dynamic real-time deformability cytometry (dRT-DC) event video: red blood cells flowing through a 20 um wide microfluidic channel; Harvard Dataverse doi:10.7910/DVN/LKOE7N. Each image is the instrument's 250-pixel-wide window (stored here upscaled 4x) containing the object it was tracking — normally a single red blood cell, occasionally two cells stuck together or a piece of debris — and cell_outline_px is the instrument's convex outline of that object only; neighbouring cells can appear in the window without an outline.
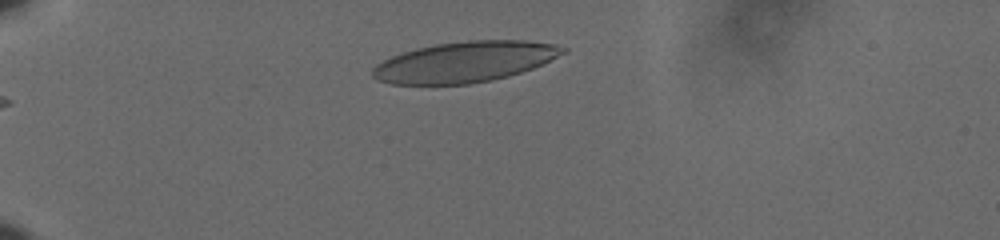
{"species": "human", "species_latin": "Homo sapiens", "temperature_condition": "cold", "stored_images_in_passage": 37, "camera_frame_rate_fps": 3000, "um_per_image_px": 0.085, "donor": {"sex": "male"}, "frame": {"image": 1, "passage_image": 2, "time_ms": 0.333, "image_size_px": [1000, 240], "cell_outline_px": [[568, 52], [532, 68], [508, 76], [492, 80], [468, 84], [392, 84], [376, 80], [372, 76], [372, 68], [376, 64], [392, 56], [416, 48], [436, 44], [468, 40], [528, 40], [556, 44], [568, 48]], "centroid_in_image_um": [39.53, 5.25], "position_along_channel_um": 45.5, "area_um2": 45.14}}
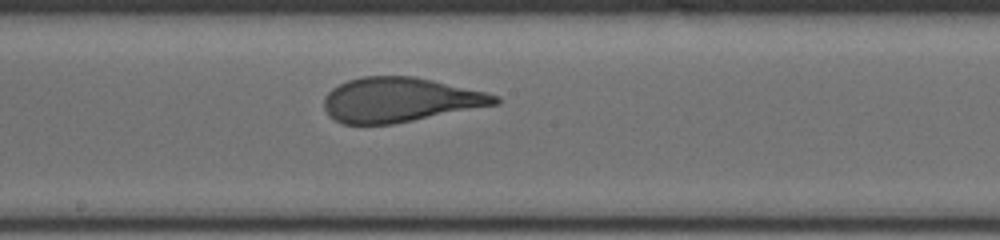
{"frame": {"image": 2, "passage_image": 20, "time_ms": 6.333, "image_size_px": [1000, 240], "cell_outline_px": [[500, 104], [392, 124], [344, 124], [328, 116], [324, 108], [324, 96], [332, 88], [348, 80], [364, 76], [416, 76], [484, 92], [496, 96], [500, 100]], "centroid_in_image_um": [33.96, 8.48], "position_along_channel_um": 214.2, "area_um2": 44.22}}
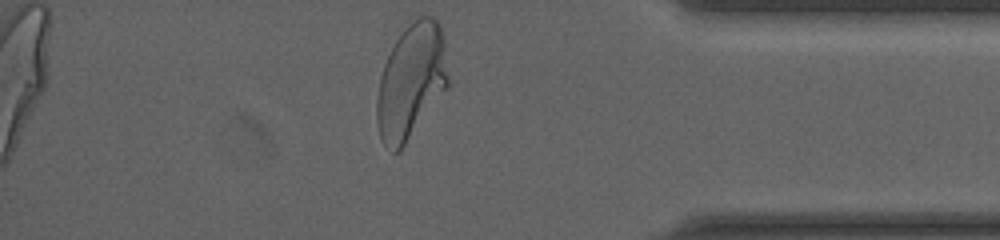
{"frame": {"image": 3, "passage_image": 37, "time_ms": 12.0, "image_size_px": [1000, 240], "cell_outline_px": [[448, 84], [400, 152], [392, 152], [380, 140], [376, 120], [376, 100], [380, 76], [384, 64], [396, 40], [404, 28], [408, 24], [420, 16], [432, 16], [440, 24], [444, 36], [448, 76]], "centroid_in_image_um": [34.92, 6.92], "position_along_channel_um": 400.3, "area_um2": 47.57}, "authors_computed_cell_mechanics": {"area_um2": 45.1418, "velocity_mm_per_s": 3.6074, "shape_relaxation_time_tau1_ms": 4.9573, "shape_relaxation_time_tau2_ms": null, "deformation_change_tau1": 0.1849, "deformation_change_tau2": null}}